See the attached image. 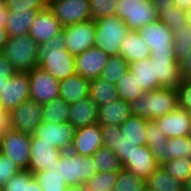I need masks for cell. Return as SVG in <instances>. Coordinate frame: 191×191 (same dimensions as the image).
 I'll return each mask as SVG.
<instances>
[{"instance_id":"55","label":"cell","mask_w":191,"mask_h":191,"mask_svg":"<svg viewBox=\"0 0 191 191\" xmlns=\"http://www.w3.org/2000/svg\"><path fill=\"white\" fill-rule=\"evenodd\" d=\"M8 34L4 26H0V51L3 49L4 45L8 41Z\"/></svg>"},{"instance_id":"51","label":"cell","mask_w":191,"mask_h":191,"mask_svg":"<svg viewBox=\"0 0 191 191\" xmlns=\"http://www.w3.org/2000/svg\"><path fill=\"white\" fill-rule=\"evenodd\" d=\"M181 76L183 80L191 79V52L180 64Z\"/></svg>"},{"instance_id":"28","label":"cell","mask_w":191,"mask_h":191,"mask_svg":"<svg viewBox=\"0 0 191 191\" xmlns=\"http://www.w3.org/2000/svg\"><path fill=\"white\" fill-rule=\"evenodd\" d=\"M129 70L145 92L160 88L158 80L155 79V64L151 62L150 58L129 63Z\"/></svg>"},{"instance_id":"54","label":"cell","mask_w":191,"mask_h":191,"mask_svg":"<svg viewBox=\"0 0 191 191\" xmlns=\"http://www.w3.org/2000/svg\"><path fill=\"white\" fill-rule=\"evenodd\" d=\"M7 17H8V10L5 5V1L0 0V26L5 27Z\"/></svg>"},{"instance_id":"18","label":"cell","mask_w":191,"mask_h":191,"mask_svg":"<svg viewBox=\"0 0 191 191\" xmlns=\"http://www.w3.org/2000/svg\"><path fill=\"white\" fill-rule=\"evenodd\" d=\"M103 146L102 129L99 123H94L76 129L70 151L83 156H92Z\"/></svg>"},{"instance_id":"43","label":"cell","mask_w":191,"mask_h":191,"mask_svg":"<svg viewBox=\"0 0 191 191\" xmlns=\"http://www.w3.org/2000/svg\"><path fill=\"white\" fill-rule=\"evenodd\" d=\"M33 173L29 170H21L11 177L0 191H28V184L33 179Z\"/></svg>"},{"instance_id":"58","label":"cell","mask_w":191,"mask_h":191,"mask_svg":"<svg viewBox=\"0 0 191 191\" xmlns=\"http://www.w3.org/2000/svg\"><path fill=\"white\" fill-rule=\"evenodd\" d=\"M66 191H87V190L85 184H79V185H68Z\"/></svg>"},{"instance_id":"6","label":"cell","mask_w":191,"mask_h":191,"mask_svg":"<svg viewBox=\"0 0 191 191\" xmlns=\"http://www.w3.org/2000/svg\"><path fill=\"white\" fill-rule=\"evenodd\" d=\"M116 16L122 19L130 31H138L144 25L159 19L152 0H118Z\"/></svg>"},{"instance_id":"22","label":"cell","mask_w":191,"mask_h":191,"mask_svg":"<svg viewBox=\"0 0 191 191\" xmlns=\"http://www.w3.org/2000/svg\"><path fill=\"white\" fill-rule=\"evenodd\" d=\"M155 156L159 165L170 159L187 158L189 156V136L169 138L168 143L147 145Z\"/></svg>"},{"instance_id":"31","label":"cell","mask_w":191,"mask_h":191,"mask_svg":"<svg viewBox=\"0 0 191 191\" xmlns=\"http://www.w3.org/2000/svg\"><path fill=\"white\" fill-rule=\"evenodd\" d=\"M123 136L131 142H136L138 146L147 145L146 139V119L131 114L120 125Z\"/></svg>"},{"instance_id":"59","label":"cell","mask_w":191,"mask_h":191,"mask_svg":"<svg viewBox=\"0 0 191 191\" xmlns=\"http://www.w3.org/2000/svg\"><path fill=\"white\" fill-rule=\"evenodd\" d=\"M184 191H191V176L188 180L184 183Z\"/></svg>"},{"instance_id":"60","label":"cell","mask_w":191,"mask_h":191,"mask_svg":"<svg viewBox=\"0 0 191 191\" xmlns=\"http://www.w3.org/2000/svg\"><path fill=\"white\" fill-rule=\"evenodd\" d=\"M187 22L191 26V7L186 10Z\"/></svg>"},{"instance_id":"3","label":"cell","mask_w":191,"mask_h":191,"mask_svg":"<svg viewBox=\"0 0 191 191\" xmlns=\"http://www.w3.org/2000/svg\"><path fill=\"white\" fill-rule=\"evenodd\" d=\"M38 45L29 34L9 37L0 52L17 72H29L39 66Z\"/></svg>"},{"instance_id":"10","label":"cell","mask_w":191,"mask_h":191,"mask_svg":"<svg viewBox=\"0 0 191 191\" xmlns=\"http://www.w3.org/2000/svg\"><path fill=\"white\" fill-rule=\"evenodd\" d=\"M65 49L78 55L94 46L96 26L92 19L62 27Z\"/></svg>"},{"instance_id":"17","label":"cell","mask_w":191,"mask_h":191,"mask_svg":"<svg viewBox=\"0 0 191 191\" xmlns=\"http://www.w3.org/2000/svg\"><path fill=\"white\" fill-rule=\"evenodd\" d=\"M154 121L167 138L190 135L191 114L180 107L168 114L155 118Z\"/></svg>"},{"instance_id":"63","label":"cell","mask_w":191,"mask_h":191,"mask_svg":"<svg viewBox=\"0 0 191 191\" xmlns=\"http://www.w3.org/2000/svg\"><path fill=\"white\" fill-rule=\"evenodd\" d=\"M142 191H151V190H149L146 187H144Z\"/></svg>"},{"instance_id":"15","label":"cell","mask_w":191,"mask_h":191,"mask_svg":"<svg viewBox=\"0 0 191 191\" xmlns=\"http://www.w3.org/2000/svg\"><path fill=\"white\" fill-rule=\"evenodd\" d=\"M76 128L67 123L43 122L33 133L34 136L51 143L55 148L68 152L73 144Z\"/></svg>"},{"instance_id":"37","label":"cell","mask_w":191,"mask_h":191,"mask_svg":"<svg viewBox=\"0 0 191 191\" xmlns=\"http://www.w3.org/2000/svg\"><path fill=\"white\" fill-rule=\"evenodd\" d=\"M33 177L41 185L43 191H66L68 184L56 171H37L33 172Z\"/></svg>"},{"instance_id":"46","label":"cell","mask_w":191,"mask_h":191,"mask_svg":"<svg viewBox=\"0 0 191 191\" xmlns=\"http://www.w3.org/2000/svg\"><path fill=\"white\" fill-rule=\"evenodd\" d=\"M21 170L9 156L0 151V188Z\"/></svg>"},{"instance_id":"42","label":"cell","mask_w":191,"mask_h":191,"mask_svg":"<svg viewBox=\"0 0 191 191\" xmlns=\"http://www.w3.org/2000/svg\"><path fill=\"white\" fill-rule=\"evenodd\" d=\"M118 4V0H89L91 19L116 16Z\"/></svg>"},{"instance_id":"36","label":"cell","mask_w":191,"mask_h":191,"mask_svg":"<svg viewBox=\"0 0 191 191\" xmlns=\"http://www.w3.org/2000/svg\"><path fill=\"white\" fill-rule=\"evenodd\" d=\"M172 33L175 60L180 64L191 52V26L188 24L180 30H172Z\"/></svg>"},{"instance_id":"53","label":"cell","mask_w":191,"mask_h":191,"mask_svg":"<svg viewBox=\"0 0 191 191\" xmlns=\"http://www.w3.org/2000/svg\"><path fill=\"white\" fill-rule=\"evenodd\" d=\"M9 127V112L0 111V135L6 128Z\"/></svg>"},{"instance_id":"11","label":"cell","mask_w":191,"mask_h":191,"mask_svg":"<svg viewBox=\"0 0 191 191\" xmlns=\"http://www.w3.org/2000/svg\"><path fill=\"white\" fill-rule=\"evenodd\" d=\"M48 8L62 27L91 19L89 0H48Z\"/></svg>"},{"instance_id":"34","label":"cell","mask_w":191,"mask_h":191,"mask_svg":"<svg viewBox=\"0 0 191 191\" xmlns=\"http://www.w3.org/2000/svg\"><path fill=\"white\" fill-rule=\"evenodd\" d=\"M94 166L99 173L105 171L118 172L123 167L113 150L108 147L101 146L92 155Z\"/></svg>"},{"instance_id":"7","label":"cell","mask_w":191,"mask_h":191,"mask_svg":"<svg viewBox=\"0 0 191 191\" xmlns=\"http://www.w3.org/2000/svg\"><path fill=\"white\" fill-rule=\"evenodd\" d=\"M137 32L148 45L150 58H175L172 30L159 19L144 25Z\"/></svg>"},{"instance_id":"57","label":"cell","mask_w":191,"mask_h":191,"mask_svg":"<svg viewBox=\"0 0 191 191\" xmlns=\"http://www.w3.org/2000/svg\"><path fill=\"white\" fill-rule=\"evenodd\" d=\"M28 191H43V189L41 188V185L36 181V179L33 178L28 184Z\"/></svg>"},{"instance_id":"45","label":"cell","mask_w":191,"mask_h":191,"mask_svg":"<svg viewBox=\"0 0 191 191\" xmlns=\"http://www.w3.org/2000/svg\"><path fill=\"white\" fill-rule=\"evenodd\" d=\"M8 12L44 10L48 7V0H4Z\"/></svg>"},{"instance_id":"50","label":"cell","mask_w":191,"mask_h":191,"mask_svg":"<svg viewBox=\"0 0 191 191\" xmlns=\"http://www.w3.org/2000/svg\"><path fill=\"white\" fill-rule=\"evenodd\" d=\"M16 72L17 71L15 68L0 52V91L2 90L6 81L10 79V77L13 76Z\"/></svg>"},{"instance_id":"38","label":"cell","mask_w":191,"mask_h":191,"mask_svg":"<svg viewBox=\"0 0 191 191\" xmlns=\"http://www.w3.org/2000/svg\"><path fill=\"white\" fill-rule=\"evenodd\" d=\"M118 172L105 171L95 173L85 183L87 191H113L117 181Z\"/></svg>"},{"instance_id":"44","label":"cell","mask_w":191,"mask_h":191,"mask_svg":"<svg viewBox=\"0 0 191 191\" xmlns=\"http://www.w3.org/2000/svg\"><path fill=\"white\" fill-rule=\"evenodd\" d=\"M137 147L138 145L136 142H131L123 136L121 128L117 130V140L113 151L119 158L122 165L131 156Z\"/></svg>"},{"instance_id":"16","label":"cell","mask_w":191,"mask_h":191,"mask_svg":"<svg viewBox=\"0 0 191 191\" xmlns=\"http://www.w3.org/2000/svg\"><path fill=\"white\" fill-rule=\"evenodd\" d=\"M109 55L96 46L75 56L76 74L87 80L99 78Z\"/></svg>"},{"instance_id":"12","label":"cell","mask_w":191,"mask_h":191,"mask_svg":"<svg viewBox=\"0 0 191 191\" xmlns=\"http://www.w3.org/2000/svg\"><path fill=\"white\" fill-rule=\"evenodd\" d=\"M30 99L40 104L59 98V80L39 66L28 72Z\"/></svg>"},{"instance_id":"8","label":"cell","mask_w":191,"mask_h":191,"mask_svg":"<svg viewBox=\"0 0 191 191\" xmlns=\"http://www.w3.org/2000/svg\"><path fill=\"white\" fill-rule=\"evenodd\" d=\"M31 135L6 128L0 135V151L9 156L22 170H27L31 157Z\"/></svg>"},{"instance_id":"9","label":"cell","mask_w":191,"mask_h":191,"mask_svg":"<svg viewBox=\"0 0 191 191\" xmlns=\"http://www.w3.org/2000/svg\"><path fill=\"white\" fill-rule=\"evenodd\" d=\"M43 104L28 99L9 112V128L32 135L43 121Z\"/></svg>"},{"instance_id":"62","label":"cell","mask_w":191,"mask_h":191,"mask_svg":"<svg viewBox=\"0 0 191 191\" xmlns=\"http://www.w3.org/2000/svg\"><path fill=\"white\" fill-rule=\"evenodd\" d=\"M0 111H5L2 107L1 101H0Z\"/></svg>"},{"instance_id":"21","label":"cell","mask_w":191,"mask_h":191,"mask_svg":"<svg viewBox=\"0 0 191 191\" xmlns=\"http://www.w3.org/2000/svg\"><path fill=\"white\" fill-rule=\"evenodd\" d=\"M155 64V79L161 87L178 89L183 81L180 65L175 58L157 57L150 58Z\"/></svg>"},{"instance_id":"5","label":"cell","mask_w":191,"mask_h":191,"mask_svg":"<svg viewBox=\"0 0 191 191\" xmlns=\"http://www.w3.org/2000/svg\"><path fill=\"white\" fill-rule=\"evenodd\" d=\"M95 21L94 46L109 56L120 55V45L130 32L125 22L118 16L103 17Z\"/></svg>"},{"instance_id":"33","label":"cell","mask_w":191,"mask_h":191,"mask_svg":"<svg viewBox=\"0 0 191 191\" xmlns=\"http://www.w3.org/2000/svg\"><path fill=\"white\" fill-rule=\"evenodd\" d=\"M119 99L126 102H131L137 97L145 93L137 78L128 70L116 83Z\"/></svg>"},{"instance_id":"41","label":"cell","mask_w":191,"mask_h":191,"mask_svg":"<svg viewBox=\"0 0 191 191\" xmlns=\"http://www.w3.org/2000/svg\"><path fill=\"white\" fill-rule=\"evenodd\" d=\"M159 20L171 30H180L188 25L186 11L174 5L173 8L162 11Z\"/></svg>"},{"instance_id":"61","label":"cell","mask_w":191,"mask_h":191,"mask_svg":"<svg viewBox=\"0 0 191 191\" xmlns=\"http://www.w3.org/2000/svg\"><path fill=\"white\" fill-rule=\"evenodd\" d=\"M188 153H189V158L191 159V135H189V151H188Z\"/></svg>"},{"instance_id":"52","label":"cell","mask_w":191,"mask_h":191,"mask_svg":"<svg viewBox=\"0 0 191 191\" xmlns=\"http://www.w3.org/2000/svg\"><path fill=\"white\" fill-rule=\"evenodd\" d=\"M153 4L157 8L158 14L162 11L173 8V0H152Z\"/></svg>"},{"instance_id":"14","label":"cell","mask_w":191,"mask_h":191,"mask_svg":"<svg viewBox=\"0 0 191 191\" xmlns=\"http://www.w3.org/2000/svg\"><path fill=\"white\" fill-rule=\"evenodd\" d=\"M28 99H30L28 72H16L6 81L0 91L2 107L10 112Z\"/></svg>"},{"instance_id":"29","label":"cell","mask_w":191,"mask_h":191,"mask_svg":"<svg viewBox=\"0 0 191 191\" xmlns=\"http://www.w3.org/2000/svg\"><path fill=\"white\" fill-rule=\"evenodd\" d=\"M184 184L169 174L160 165L145 180V187L151 191H184Z\"/></svg>"},{"instance_id":"32","label":"cell","mask_w":191,"mask_h":191,"mask_svg":"<svg viewBox=\"0 0 191 191\" xmlns=\"http://www.w3.org/2000/svg\"><path fill=\"white\" fill-rule=\"evenodd\" d=\"M70 104L62 98H56L51 102L43 104V122L67 123L69 121Z\"/></svg>"},{"instance_id":"24","label":"cell","mask_w":191,"mask_h":191,"mask_svg":"<svg viewBox=\"0 0 191 191\" xmlns=\"http://www.w3.org/2000/svg\"><path fill=\"white\" fill-rule=\"evenodd\" d=\"M89 80L74 74L59 81V97L70 105L89 96Z\"/></svg>"},{"instance_id":"27","label":"cell","mask_w":191,"mask_h":191,"mask_svg":"<svg viewBox=\"0 0 191 191\" xmlns=\"http://www.w3.org/2000/svg\"><path fill=\"white\" fill-rule=\"evenodd\" d=\"M41 10L8 12L5 28L9 37L29 34L31 24Z\"/></svg>"},{"instance_id":"30","label":"cell","mask_w":191,"mask_h":191,"mask_svg":"<svg viewBox=\"0 0 191 191\" xmlns=\"http://www.w3.org/2000/svg\"><path fill=\"white\" fill-rule=\"evenodd\" d=\"M88 94L98 106L119 99L116 85L106 82L100 77L89 80Z\"/></svg>"},{"instance_id":"20","label":"cell","mask_w":191,"mask_h":191,"mask_svg":"<svg viewBox=\"0 0 191 191\" xmlns=\"http://www.w3.org/2000/svg\"><path fill=\"white\" fill-rule=\"evenodd\" d=\"M159 166L155 156L147 145L138 146L122 165L123 169L144 180Z\"/></svg>"},{"instance_id":"39","label":"cell","mask_w":191,"mask_h":191,"mask_svg":"<svg viewBox=\"0 0 191 191\" xmlns=\"http://www.w3.org/2000/svg\"><path fill=\"white\" fill-rule=\"evenodd\" d=\"M165 170L174 176V178L183 184L191 176V159L187 158H178L170 159L162 165Z\"/></svg>"},{"instance_id":"56","label":"cell","mask_w":191,"mask_h":191,"mask_svg":"<svg viewBox=\"0 0 191 191\" xmlns=\"http://www.w3.org/2000/svg\"><path fill=\"white\" fill-rule=\"evenodd\" d=\"M176 7L182 10H188L191 7V0H173Z\"/></svg>"},{"instance_id":"25","label":"cell","mask_w":191,"mask_h":191,"mask_svg":"<svg viewBox=\"0 0 191 191\" xmlns=\"http://www.w3.org/2000/svg\"><path fill=\"white\" fill-rule=\"evenodd\" d=\"M150 49L137 31H130L120 45V55L128 62L150 58Z\"/></svg>"},{"instance_id":"26","label":"cell","mask_w":191,"mask_h":191,"mask_svg":"<svg viewBox=\"0 0 191 191\" xmlns=\"http://www.w3.org/2000/svg\"><path fill=\"white\" fill-rule=\"evenodd\" d=\"M131 114L130 103L122 99H117L99 106L98 123L120 126Z\"/></svg>"},{"instance_id":"47","label":"cell","mask_w":191,"mask_h":191,"mask_svg":"<svg viewBox=\"0 0 191 191\" xmlns=\"http://www.w3.org/2000/svg\"><path fill=\"white\" fill-rule=\"evenodd\" d=\"M146 139L147 145H160L163 143H168L169 138H167L161 128L156 124L154 120L146 119Z\"/></svg>"},{"instance_id":"13","label":"cell","mask_w":191,"mask_h":191,"mask_svg":"<svg viewBox=\"0 0 191 191\" xmlns=\"http://www.w3.org/2000/svg\"><path fill=\"white\" fill-rule=\"evenodd\" d=\"M30 153L31 157L27 170L32 173L42 170L51 172L55 168L56 161L60 159L63 151L32 134Z\"/></svg>"},{"instance_id":"1","label":"cell","mask_w":191,"mask_h":191,"mask_svg":"<svg viewBox=\"0 0 191 191\" xmlns=\"http://www.w3.org/2000/svg\"><path fill=\"white\" fill-rule=\"evenodd\" d=\"M64 44L61 31L49 42L38 45L39 67L59 81L76 73L75 55L69 53Z\"/></svg>"},{"instance_id":"49","label":"cell","mask_w":191,"mask_h":191,"mask_svg":"<svg viewBox=\"0 0 191 191\" xmlns=\"http://www.w3.org/2000/svg\"><path fill=\"white\" fill-rule=\"evenodd\" d=\"M102 129L103 146L114 149L117 140V130L120 128L114 124H100Z\"/></svg>"},{"instance_id":"2","label":"cell","mask_w":191,"mask_h":191,"mask_svg":"<svg viewBox=\"0 0 191 191\" xmlns=\"http://www.w3.org/2000/svg\"><path fill=\"white\" fill-rule=\"evenodd\" d=\"M179 107L178 91L161 87L145 92L130 102L131 113L147 120H154Z\"/></svg>"},{"instance_id":"48","label":"cell","mask_w":191,"mask_h":191,"mask_svg":"<svg viewBox=\"0 0 191 191\" xmlns=\"http://www.w3.org/2000/svg\"><path fill=\"white\" fill-rule=\"evenodd\" d=\"M177 91L179 107L191 114V79L183 80Z\"/></svg>"},{"instance_id":"40","label":"cell","mask_w":191,"mask_h":191,"mask_svg":"<svg viewBox=\"0 0 191 191\" xmlns=\"http://www.w3.org/2000/svg\"><path fill=\"white\" fill-rule=\"evenodd\" d=\"M145 187V180L126 169L118 171L117 181L113 191H142Z\"/></svg>"},{"instance_id":"23","label":"cell","mask_w":191,"mask_h":191,"mask_svg":"<svg viewBox=\"0 0 191 191\" xmlns=\"http://www.w3.org/2000/svg\"><path fill=\"white\" fill-rule=\"evenodd\" d=\"M99 106L89 96L70 105L69 123L76 129L98 123Z\"/></svg>"},{"instance_id":"4","label":"cell","mask_w":191,"mask_h":191,"mask_svg":"<svg viewBox=\"0 0 191 191\" xmlns=\"http://www.w3.org/2000/svg\"><path fill=\"white\" fill-rule=\"evenodd\" d=\"M52 171L58 172L68 185L85 184L97 173L92 156L63 152Z\"/></svg>"},{"instance_id":"19","label":"cell","mask_w":191,"mask_h":191,"mask_svg":"<svg viewBox=\"0 0 191 191\" xmlns=\"http://www.w3.org/2000/svg\"><path fill=\"white\" fill-rule=\"evenodd\" d=\"M62 31V26L53 12L47 7L38 12L31 24L29 36L38 44L49 42Z\"/></svg>"},{"instance_id":"35","label":"cell","mask_w":191,"mask_h":191,"mask_svg":"<svg viewBox=\"0 0 191 191\" xmlns=\"http://www.w3.org/2000/svg\"><path fill=\"white\" fill-rule=\"evenodd\" d=\"M129 70V63L121 55L109 56L100 78L113 85Z\"/></svg>"}]
</instances>
